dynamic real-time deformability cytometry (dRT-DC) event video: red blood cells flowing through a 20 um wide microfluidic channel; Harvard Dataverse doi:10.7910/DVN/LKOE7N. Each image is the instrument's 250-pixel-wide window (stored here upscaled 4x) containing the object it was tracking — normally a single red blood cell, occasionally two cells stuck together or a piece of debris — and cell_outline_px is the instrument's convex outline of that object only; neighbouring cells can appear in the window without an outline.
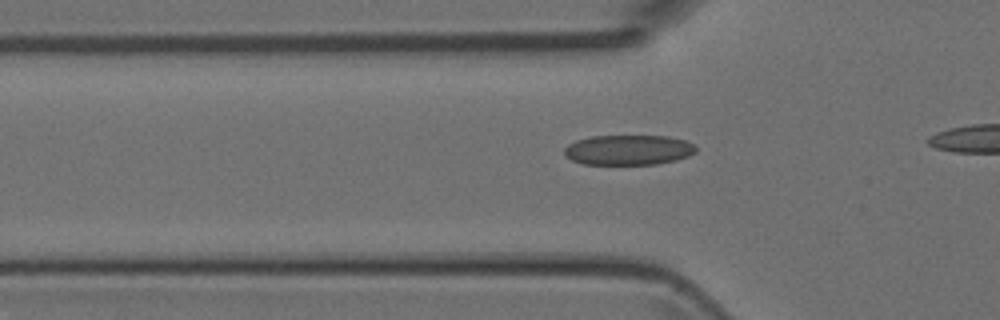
{"species": "Egyptian fruit bat (a non-hibernating species)", "species_latin": "Rousettus aegyptiacus", "temperature_condition": "room temperature", "stored_images_in_passage": 23, "camera_frame_rate_fps": 3000, "um_per_image_px": 0.085, "animal": {"sex": "female"}, "frame": {"image": 1, "passage_image": 12, "time_ms": 3.667, "image_size_px": [1000, 320], "cell_outline_px": [[696, 152], [688, 156], [676, 160], [656, 164], [584, 164], [572, 160], [564, 156], [564, 148], [568, 144], [576, 140], [592, 136], [668, 136], [684, 140], [696, 144]], "centroid_in_image_um": [53.42, 12.74], "position_along_channel_um": 72.4, "area_um2": 23.18}}
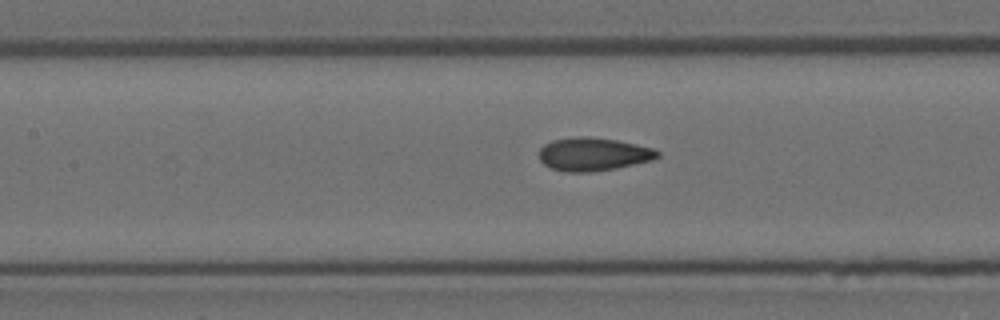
{"frame": {"image": 2, "passage_image": 18, "time_ms": 5.667, "image_size_px": [1000, 320], "cell_outline_px": [[660, 156], [652, 160], [616, 168], [592, 172], [564, 172], [552, 168], [544, 164], [540, 160], [540, 148], [544, 144], [552, 140], [576, 136], [584, 136], [616, 140], [636, 144], [652, 148], [660, 152]], "centroid_in_image_um": [50.42, 13.11], "position_along_channel_um": 157.0, "area_um2": 22.89}}
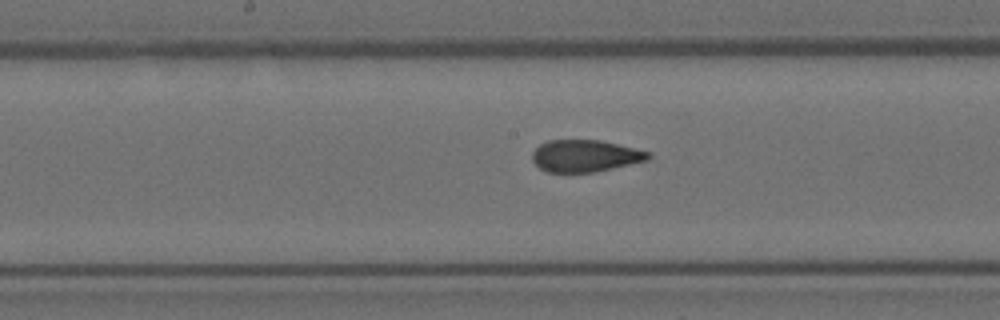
{"frame": {"image": 3, "passage_image": 21, "time_ms": 6.667, "image_size_px": [1000, 320], "cell_outline_px": [[648, 160], [612, 168], [592, 172], [548, 172], [540, 168], [532, 160], [532, 152], [540, 144], [548, 140], [600, 140], [648, 152]], "centroid_in_image_um": [49.67, 13.25], "position_along_channel_um": 198.5, "area_um2": 21.21}}